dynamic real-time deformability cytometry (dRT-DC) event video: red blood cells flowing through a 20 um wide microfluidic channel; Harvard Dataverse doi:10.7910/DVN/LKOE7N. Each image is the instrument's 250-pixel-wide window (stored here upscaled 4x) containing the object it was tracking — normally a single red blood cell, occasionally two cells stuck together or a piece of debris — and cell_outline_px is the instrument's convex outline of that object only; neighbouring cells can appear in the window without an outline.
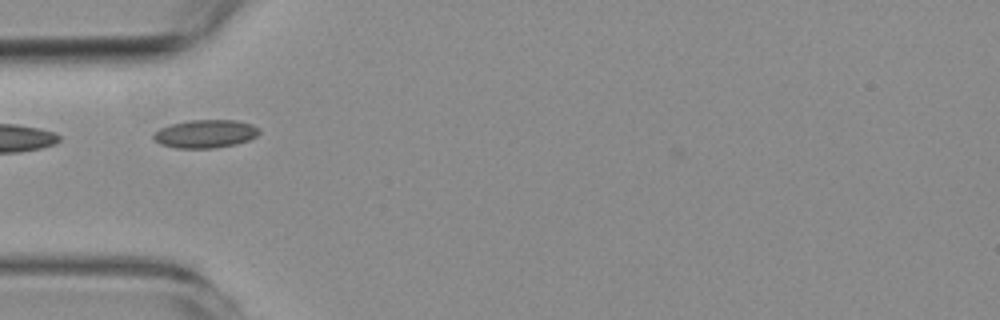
{"species": "common noctule bat (a hibernating species)", "species_latin": "Nyctalus noctula", "temperature_condition": "room temperature", "stored_images_in_passage": 6, "camera_frame_rate_fps": 3000, "um_per_image_px": 0.085, "animal": {"sex": "female", "body_mass_g": 19.3, "forearm_length_mm": 54.1}, "frame": {"image": 1, "passage_image": 1, "time_ms": 0.0, "image_size_px": [1000, 320], "cell_outline_px": [[260, 132], [256, 136], [248, 140], [236, 144], [212, 148], [176, 148], [160, 144], [152, 140], [152, 132], [160, 128], [172, 124], [188, 120], [236, 120], [252, 124], [260, 128]], "centroid_in_image_um": [17.42, 11.37], "position_along_channel_um": 67.6, "area_um2": 17.51}}
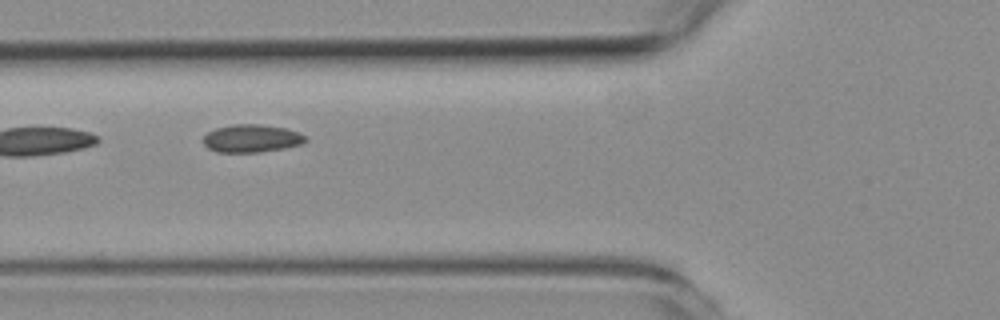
{"frame": {"image": 2, "passage_image": 4, "time_ms": 1.0, "image_size_px": [1000, 320], "cell_outline_px": [[308, 140], [304, 144], [284, 148], [260, 152], [216, 152], [208, 148], [204, 144], [204, 136], [208, 132], [216, 128], [232, 124], [260, 124], [288, 128], [300, 132]], "centroid_in_image_um": [21.42, 11.76], "position_along_channel_um": 104.4, "area_um2": 16.76}}